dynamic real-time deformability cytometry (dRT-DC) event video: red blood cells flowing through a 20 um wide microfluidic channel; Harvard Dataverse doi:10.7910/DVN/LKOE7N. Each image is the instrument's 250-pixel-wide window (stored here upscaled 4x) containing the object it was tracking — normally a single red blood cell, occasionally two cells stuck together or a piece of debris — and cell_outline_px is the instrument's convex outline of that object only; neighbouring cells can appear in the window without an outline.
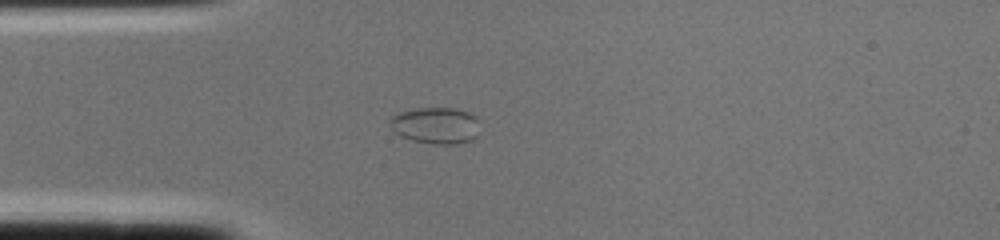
{"species": "common noctule bat (a hibernating species)", "species_latin": "Nyctalus noctula", "temperature_condition": "cold", "stored_images_in_passage": 1, "camera_frame_rate_fps": 3000, "um_per_image_px": 0.085, "animal": {"sex": "female", "body_mass_g": 22.0, "forearm_length_mm": 56.7}, "frame": {"image": 1, "passage_image": 1, "time_ms": 0.0, "image_size_px": [1000, 240], "cell_outline_px": [[480, 120], [476, 136], [472, 140], [456, 144], [432, 144], [412, 140], [400, 136], [392, 128], [388, 120], [392, 116], [400, 112], [412, 108], [452, 108], [468, 112], [476, 116]], "centroid_in_image_um": [37.04, 10.66], "position_along_channel_um": 48.0, "area_um2": 19.31}}